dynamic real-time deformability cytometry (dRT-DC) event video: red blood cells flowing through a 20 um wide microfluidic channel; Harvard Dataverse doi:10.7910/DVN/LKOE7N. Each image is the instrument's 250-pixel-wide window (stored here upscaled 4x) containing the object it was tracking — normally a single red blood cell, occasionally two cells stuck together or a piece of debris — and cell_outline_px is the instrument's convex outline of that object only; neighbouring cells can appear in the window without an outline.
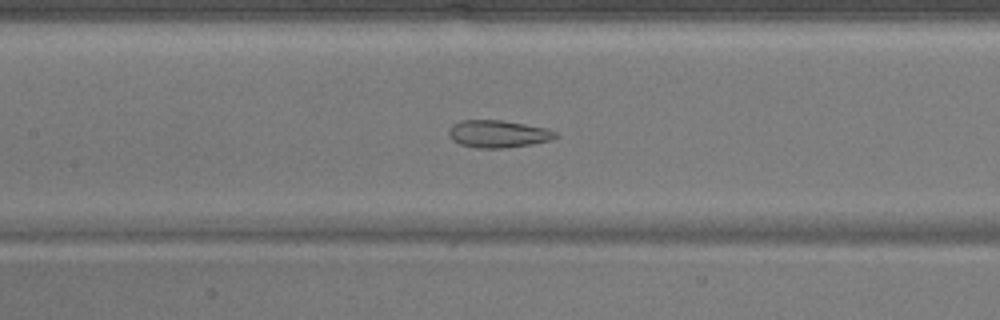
{"species": "common noctule bat (a hibernating species)", "species_latin": "Nyctalus noctula", "temperature_condition": "warm", "stored_images_in_passage": 39, "camera_frame_rate_fps": 3000, "um_per_image_px": 0.085, "animal": {"sex": "male", "body_mass_g": 17.9}, "frame": {"image": 1, "passage_image": 11, "time_ms": 3.333, "image_size_px": [1000, 320], "cell_outline_px": [[560, 136], [552, 140], [532, 144], [504, 148], [476, 148], [460, 144], [452, 140], [448, 132], [448, 128], [452, 124], [460, 120], [500, 120], [524, 124], [544, 128], [556, 132]], "centroid_in_image_um": [42.32, 11.38], "position_along_channel_um": 165.1, "area_um2": 17.11}}
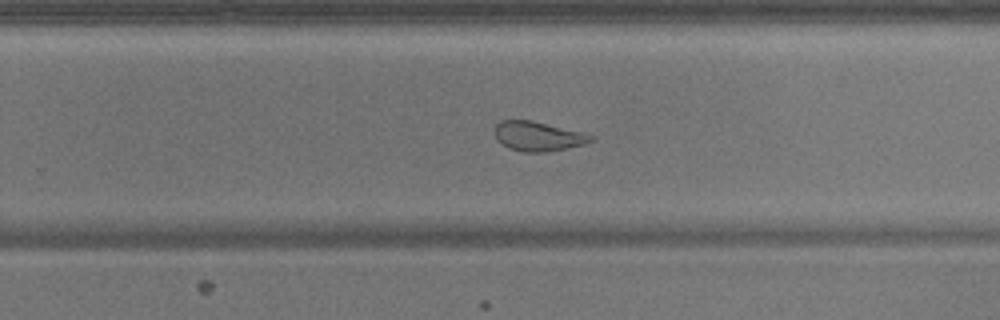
{"frame": {"image": 2, "passage_image": 20, "time_ms": 6.333, "image_size_px": [1000, 320], "cell_outline_px": [[592, 140], [584, 144], [544, 152], [524, 152], [508, 148], [500, 144], [496, 140], [496, 124], [500, 120], [532, 120], [580, 132], [592, 136]], "centroid_in_image_um": [45.65, 11.58], "position_along_channel_um": 284.1, "area_um2": 16.24}}
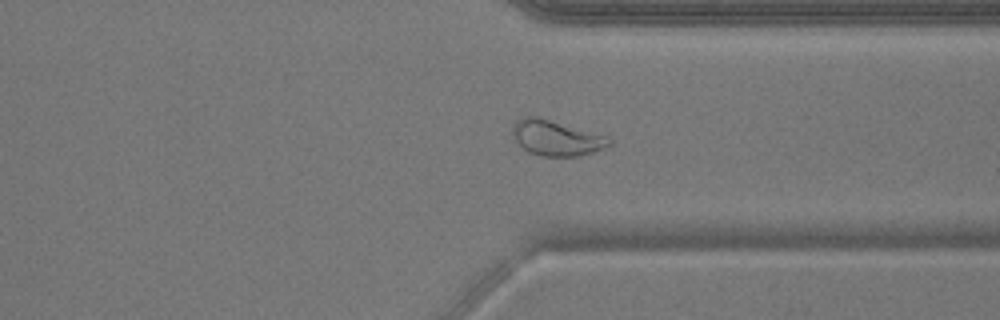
{"frame": {"image": 3, "passage_image": 26, "time_ms": 8.333, "image_size_px": [1000, 320], "cell_outline_px": [[612, 144], [592, 152], [576, 156], [540, 156], [528, 152], [516, 140], [512, 132], [512, 128], [516, 120], [524, 116], [536, 116], [608, 136], [612, 140]], "centroid_in_image_um": [47.28, 11.72], "position_along_channel_um": 364.1, "area_um2": 19.71}}